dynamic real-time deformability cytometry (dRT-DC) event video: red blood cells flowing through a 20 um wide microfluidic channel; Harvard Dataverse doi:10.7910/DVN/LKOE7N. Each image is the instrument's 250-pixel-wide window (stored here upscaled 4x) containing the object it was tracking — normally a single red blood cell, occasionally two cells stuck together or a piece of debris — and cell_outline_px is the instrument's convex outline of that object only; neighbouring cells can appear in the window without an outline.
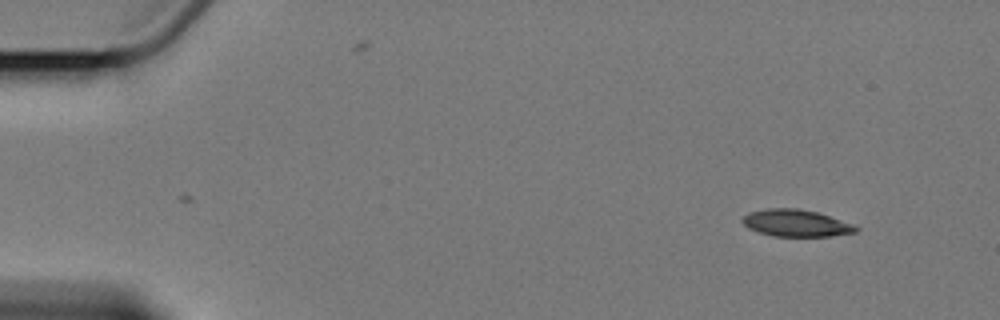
{"species": "Egyptian fruit bat (a non-hibernating species)", "species_latin": "Rousettus aegyptiacus", "temperature_condition": "cold", "stored_images_in_passage": 3, "camera_frame_rate_fps": 3000, "um_per_image_px": 0.085, "animal": {"sex": "female"}, "frame": {"image": 1, "passage_image": 3, "time_ms": 3.333, "image_size_px": [1000, 320], "cell_outline_px": [[860, 228], [856, 232], [832, 236], [772, 236], [756, 232], [748, 228], [740, 220], [748, 212], [768, 208], [796, 208], [816, 212], [852, 224]], "centroid_in_image_um": [67.61, 18.97], "position_along_channel_um": 17.4, "area_um2": 17.8}}